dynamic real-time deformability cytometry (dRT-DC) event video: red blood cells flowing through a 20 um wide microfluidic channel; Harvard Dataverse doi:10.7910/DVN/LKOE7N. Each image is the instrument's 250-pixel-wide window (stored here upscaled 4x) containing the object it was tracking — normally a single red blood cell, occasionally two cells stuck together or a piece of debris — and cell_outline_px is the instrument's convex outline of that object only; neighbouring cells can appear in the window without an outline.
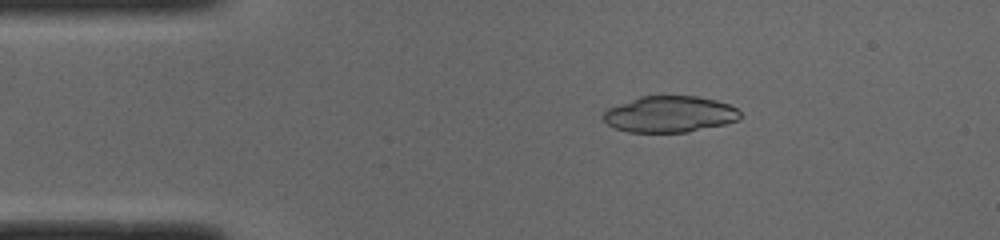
{"species": "common noctule bat (a hibernating species)", "species_latin": "Nyctalus noctula", "temperature_condition": "cold", "stored_images_in_passage": 45, "camera_frame_rate_fps": 3000, "um_per_image_px": 0.085, "animal": {"sex": "male", "body_mass_g": 19.0, "forearm_length_mm": 50.8}, "frame": {"image": 1, "passage_image": 4, "time_ms": 1.0, "image_size_px": [1000, 240], "cell_outline_px": [[740, 116], [736, 120], [724, 124], [688, 132], [628, 132], [616, 128], [608, 124], [600, 116], [608, 108], [640, 96], [696, 96], [716, 100], [728, 104], [736, 108], [740, 112]], "centroid_in_image_um": [56.9, 9.71], "position_along_channel_um": 28.1, "area_um2": 28.78}}